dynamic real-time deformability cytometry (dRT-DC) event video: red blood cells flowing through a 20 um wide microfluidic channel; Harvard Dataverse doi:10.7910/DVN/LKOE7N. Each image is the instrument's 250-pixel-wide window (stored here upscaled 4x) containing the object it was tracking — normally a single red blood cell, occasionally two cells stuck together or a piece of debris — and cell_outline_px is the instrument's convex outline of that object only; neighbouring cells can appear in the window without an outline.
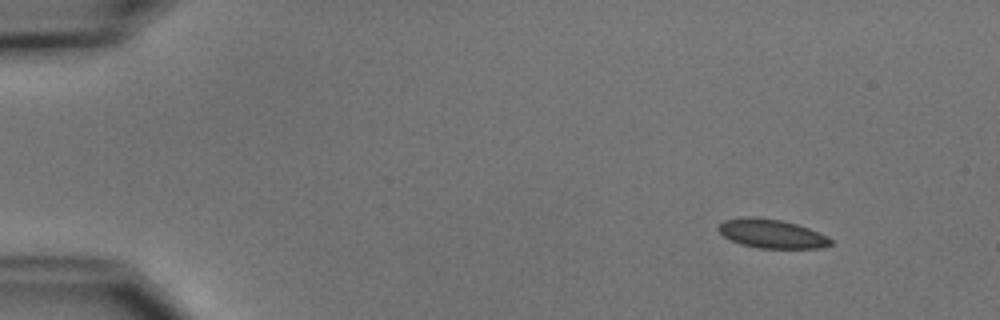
{"species": "common noctule bat (a hibernating species)", "species_latin": "Nyctalus noctula", "temperature_condition": "cold", "stored_images_in_passage": 4, "camera_frame_rate_fps": 3000, "um_per_image_px": 0.085, "animal": {"sex": "male", "body_mass_g": 15.6}, "frame": {"image": 1, "passage_image": 1, "time_ms": 0.0, "image_size_px": [1000, 320], "cell_outline_px": [[832, 244], [820, 248], [760, 248], [740, 244], [724, 236], [716, 228], [724, 220], [740, 216], [756, 216], [780, 220], [796, 224], [808, 228], [828, 236], [832, 240]], "centroid_in_image_um": [65.57, 19.85], "position_along_channel_um": 19.4, "area_um2": 18.96}}
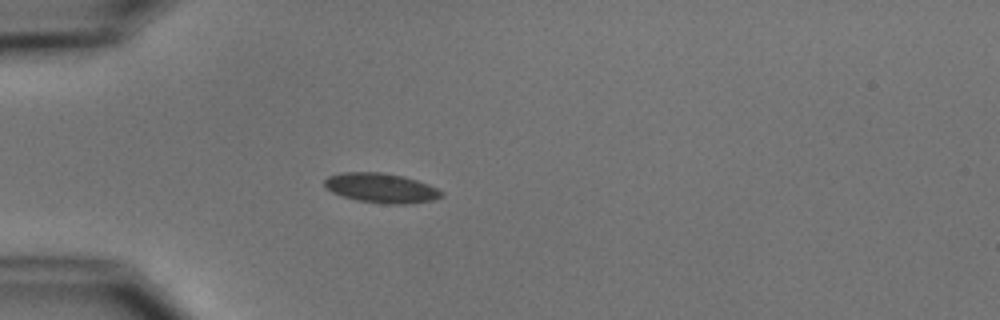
{"frame": {"image": 2, "passage_image": 4, "time_ms": 3.333, "image_size_px": [1000, 320], "cell_outline_px": [[444, 196], [436, 200], [404, 204], [384, 204], [356, 200], [332, 192], [324, 184], [324, 180], [328, 176], [340, 172], [380, 172], [404, 176], [428, 184], [444, 192]], "centroid_in_image_um": [32.43, 15.98], "position_along_channel_um": 52.6, "area_um2": 20.29}}